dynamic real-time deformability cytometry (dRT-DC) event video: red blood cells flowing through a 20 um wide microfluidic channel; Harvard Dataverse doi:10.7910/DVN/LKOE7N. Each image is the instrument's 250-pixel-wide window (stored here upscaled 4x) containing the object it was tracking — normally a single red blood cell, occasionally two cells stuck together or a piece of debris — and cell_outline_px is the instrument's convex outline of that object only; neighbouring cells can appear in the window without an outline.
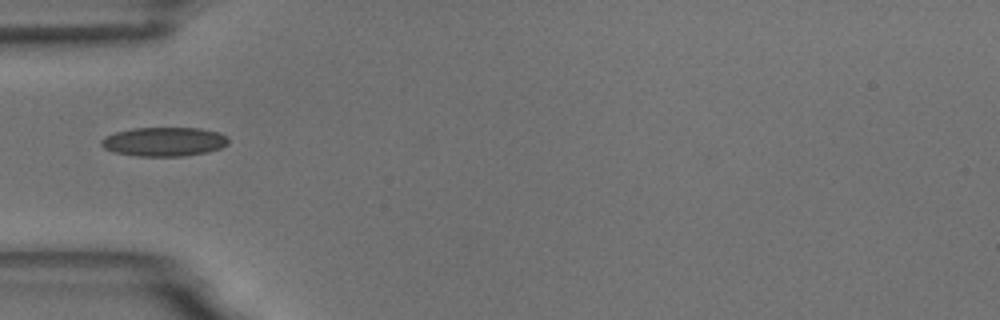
{"species": "common noctule bat (a hibernating species)", "species_latin": "Nyctalus noctula", "temperature_condition": "room temperature", "stored_images_in_passage": 6, "camera_frame_rate_fps": 3000, "um_per_image_px": 0.085, "animal": {"sex": "male", "body_mass_g": 18.8}, "frame": {"image": 1, "passage_image": 1, "time_ms": 0.0, "image_size_px": [1000, 320], "cell_outline_px": [[228, 144], [220, 148], [208, 152], [184, 156], [140, 156], [116, 152], [104, 148], [100, 144], [100, 140], [104, 136], [116, 132], [132, 128], [200, 128], [220, 132], [228, 136]], "centroid_in_image_um": [13.97, 12.03], "position_along_channel_um": 71.0, "area_um2": 21.62}}